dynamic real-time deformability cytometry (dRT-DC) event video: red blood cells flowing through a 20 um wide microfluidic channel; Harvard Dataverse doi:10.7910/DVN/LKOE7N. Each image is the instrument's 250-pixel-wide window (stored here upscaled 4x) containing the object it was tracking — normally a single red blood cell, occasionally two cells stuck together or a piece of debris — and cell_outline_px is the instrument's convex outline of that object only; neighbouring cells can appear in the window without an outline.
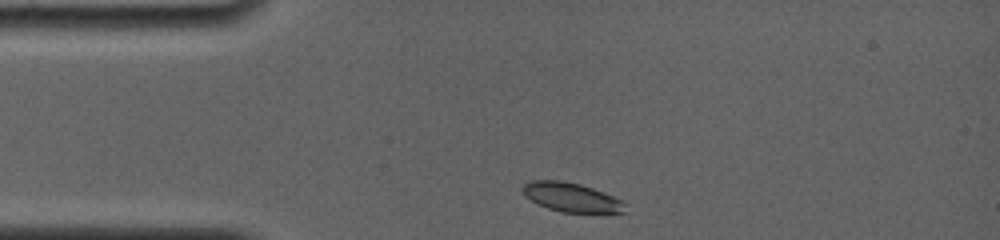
{"species": "common noctule bat (a hibernating species)", "species_latin": "Nyctalus noctula", "temperature_condition": "room temperature", "stored_images_in_passage": 5, "camera_frame_rate_fps": 4000, "um_per_image_px": 0.085, "animal": {"sex": "female", "body_mass_g": 19.0, "forearm_length_mm": 56.7}, "frame": {"image": 1, "passage_image": 1, "time_ms": 0.0, "image_size_px": [1000, 240], "cell_outline_px": [[624, 212], [560, 212], [548, 208], [524, 196], [520, 188], [524, 184], [532, 180], [560, 180], [580, 184], [604, 192], [620, 200], [624, 204]], "centroid_in_image_um": [48.5, 16.75], "position_along_channel_um": 36.5, "area_um2": 17.11}}
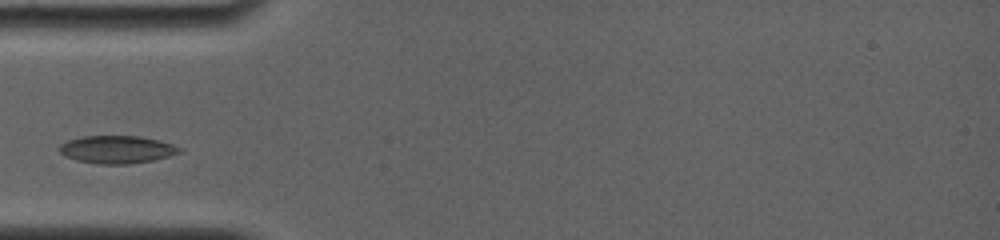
{"frame": {"image": 2, "passage_image": 4, "time_ms": 1.75, "image_size_px": [1000, 240], "cell_outline_px": [[180, 152], [168, 156], [152, 160], [128, 164], [96, 164], [76, 160], [64, 156], [56, 148], [60, 144], [68, 140], [84, 136], [140, 136], [160, 140], [172, 144], [180, 148]], "centroid_in_image_um": [9.88, 12.7], "position_along_channel_um": 75.1, "area_um2": 19.42}}